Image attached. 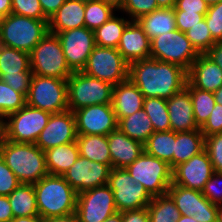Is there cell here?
<instances>
[{
	"mask_svg": "<svg viewBox=\"0 0 222 222\" xmlns=\"http://www.w3.org/2000/svg\"><path fill=\"white\" fill-rule=\"evenodd\" d=\"M128 79L138 87L144 98L165 100L181 91L188 81L187 70L180 65L153 58L130 63Z\"/></svg>",
	"mask_w": 222,
	"mask_h": 222,
	"instance_id": "obj_1",
	"label": "cell"
},
{
	"mask_svg": "<svg viewBox=\"0 0 222 222\" xmlns=\"http://www.w3.org/2000/svg\"><path fill=\"white\" fill-rule=\"evenodd\" d=\"M0 156L21 183L34 184L48 175L45 151L33 143L0 141Z\"/></svg>",
	"mask_w": 222,
	"mask_h": 222,
	"instance_id": "obj_2",
	"label": "cell"
},
{
	"mask_svg": "<svg viewBox=\"0 0 222 222\" xmlns=\"http://www.w3.org/2000/svg\"><path fill=\"white\" fill-rule=\"evenodd\" d=\"M37 209L42 219L76 212L77 192L63 176L47 175L33 184Z\"/></svg>",
	"mask_w": 222,
	"mask_h": 222,
	"instance_id": "obj_3",
	"label": "cell"
},
{
	"mask_svg": "<svg viewBox=\"0 0 222 222\" xmlns=\"http://www.w3.org/2000/svg\"><path fill=\"white\" fill-rule=\"evenodd\" d=\"M48 32V19L11 13L0 21V44L30 54Z\"/></svg>",
	"mask_w": 222,
	"mask_h": 222,
	"instance_id": "obj_4",
	"label": "cell"
},
{
	"mask_svg": "<svg viewBox=\"0 0 222 222\" xmlns=\"http://www.w3.org/2000/svg\"><path fill=\"white\" fill-rule=\"evenodd\" d=\"M113 85L86 75L73 72L67 79L68 108L74 112L96 104H112Z\"/></svg>",
	"mask_w": 222,
	"mask_h": 222,
	"instance_id": "obj_5",
	"label": "cell"
},
{
	"mask_svg": "<svg viewBox=\"0 0 222 222\" xmlns=\"http://www.w3.org/2000/svg\"><path fill=\"white\" fill-rule=\"evenodd\" d=\"M32 74L68 79L73 73L69 68L56 34L48 32L30 53Z\"/></svg>",
	"mask_w": 222,
	"mask_h": 222,
	"instance_id": "obj_6",
	"label": "cell"
},
{
	"mask_svg": "<svg viewBox=\"0 0 222 222\" xmlns=\"http://www.w3.org/2000/svg\"><path fill=\"white\" fill-rule=\"evenodd\" d=\"M51 113L25 105L2 120L3 138L18 143L37 141Z\"/></svg>",
	"mask_w": 222,
	"mask_h": 222,
	"instance_id": "obj_7",
	"label": "cell"
},
{
	"mask_svg": "<svg viewBox=\"0 0 222 222\" xmlns=\"http://www.w3.org/2000/svg\"><path fill=\"white\" fill-rule=\"evenodd\" d=\"M26 104L51 114L68 110L67 79L33 74Z\"/></svg>",
	"mask_w": 222,
	"mask_h": 222,
	"instance_id": "obj_8",
	"label": "cell"
},
{
	"mask_svg": "<svg viewBox=\"0 0 222 222\" xmlns=\"http://www.w3.org/2000/svg\"><path fill=\"white\" fill-rule=\"evenodd\" d=\"M126 169L135 182L141 183L152 197L167 194L172 184L170 165L145 152Z\"/></svg>",
	"mask_w": 222,
	"mask_h": 222,
	"instance_id": "obj_9",
	"label": "cell"
},
{
	"mask_svg": "<svg viewBox=\"0 0 222 222\" xmlns=\"http://www.w3.org/2000/svg\"><path fill=\"white\" fill-rule=\"evenodd\" d=\"M199 53L192 46L186 33L176 29L151 40L150 58L180 65L189 70Z\"/></svg>",
	"mask_w": 222,
	"mask_h": 222,
	"instance_id": "obj_10",
	"label": "cell"
},
{
	"mask_svg": "<svg viewBox=\"0 0 222 222\" xmlns=\"http://www.w3.org/2000/svg\"><path fill=\"white\" fill-rule=\"evenodd\" d=\"M129 64L117 48L95 46L82 72L115 86L128 79Z\"/></svg>",
	"mask_w": 222,
	"mask_h": 222,
	"instance_id": "obj_11",
	"label": "cell"
},
{
	"mask_svg": "<svg viewBox=\"0 0 222 222\" xmlns=\"http://www.w3.org/2000/svg\"><path fill=\"white\" fill-rule=\"evenodd\" d=\"M107 185L114 193L117 212L148 207L153 198L126 168H111Z\"/></svg>",
	"mask_w": 222,
	"mask_h": 222,
	"instance_id": "obj_12",
	"label": "cell"
},
{
	"mask_svg": "<svg viewBox=\"0 0 222 222\" xmlns=\"http://www.w3.org/2000/svg\"><path fill=\"white\" fill-rule=\"evenodd\" d=\"M30 54L0 44V79L27 97L32 78Z\"/></svg>",
	"mask_w": 222,
	"mask_h": 222,
	"instance_id": "obj_13",
	"label": "cell"
},
{
	"mask_svg": "<svg viewBox=\"0 0 222 222\" xmlns=\"http://www.w3.org/2000/svg\"><path fill=\"white\" fill-rule=\"evenodd\" d=\"M116 212L114 193L108 185L77 195L76 214L80 222H103Z\"/></svg>",
	"mask_w": 222,
	"mask_h": 222,
	"instance_id": "obj_14",
	"label": "cell"
},
{
	"mask_svg": "<svg viewBox=\"0 0 222 222\" xmlns=\"http://www.w3.org/2000/svg\"><path fill=\"white\" fill-rule=\"evenodd\" d=\"M61 42L69 68L73 72L82 71L95 48L94 31L80 27L56 34Z\"/></svg>",
	"mask_w": 222,
	"mask_h": 222,
	"instance_id": "obj_15",
	"label": "cell"
},
{
	"mask_svg": "<svg viewBox=\"0 0 222 222\" xmlns=\"http://www.w3.org/2000/svg\"><path fill=\"white\" fill-rule=\"evenodd\" d=\"M77 135H105L118 128L112 104H96L74 111Z\"/></svg>",
	"mask_w": 222,
	"mask_h": 222,
	"instance_id": "obj_16",
	"label": "cell"
},
{
	"mask_svg": "<svg viewBox=\"0 0 222 222\" xmlns=\"http://www.w3.org/2000/svg\"><path fill=\"white\" fill-rule=\"evenodd\" d=\"M111 168L107 164L90 161L80 156L76 162L62 175L77 192L107 185Z\"/></svg>",
	"mask_w": 222,
	"mask_h": 222,
	"instance_id": "obj_17",
	"label": "cell"
},
{
	"mask_svg": "<svg viewBox=\"0 0 222 222\" xmlns=\"http://www.w3.org/2000/svg\"><path fill=\"white\" fill-rule=\"evenodd\" d=\"M213 173V165L207 151L204 149L198 155L172 169V183L202 191Z\"/></svg>",
	"mask_w": 222,
	"mask_h": 222,
	"instance_id": "obj_18",
	"label": "cell"
},
{
	"mask_svg": "<svg viewBox=\"0 0 222 222\" xmlns=\"http://www.w3.org/2000/svg\"><path fill=\"white\" fill-rule=\"evenodd\" d=\"M77 139L76 119L74 112L69 109L51 114L47 125L41 131L35 144L42 150L61 144L75 142Z\"/></svg>",
	"mask_w": 222,
	"mask_h": 222,
	"instance_id": "obj_19",
	"label": "cell"
},
{
	"mask_svg": "<svg viewBox=\"0 0 222 222\" xmlns=\"http://www.w3.org/2000/svg\"><path fill=\"white\" fill-rule=\"evenodd\" d=\"M151 40L136 21H131L123 31L117 50L128 63L150 58Z\"/></svg>",
	"mask_w": 222,
	"mask_h": 222,
	"instance_id": "obj_20",
	"label": "cell"
},
{
	"mask_svg": "<svg viewBox=\"0 0 222 222\" xmlns=\"http://www.w3.org/2000/svg\"><path fill=\"white\" fill-rule=\"evenodd\" d=\"M187 78L194 88L214 93L222 86V69L206 54H199L187 71Z\"/></svg>",
	"mask_w": 222,
	"mask_h": 222,
	"instance_id": "obj_21",
	"label": "cell"
},
{
	"mask_svg": "<svg viewBox=\"0 0 222 222\" xmlns=\"http://www.w3.org/2000/svg\"><path fill=\"white\" fill-rule=\"evenodd\" d=\"M112 168H127L143 152L144 144L129 138L119 128L107 135Z\"/></svg>",
	"mask_w": 222,
	"mask_h": 222,
	"instance_id": "obj_22",
	"label": "cell"
},
{
	"mask_svg": "<svg viewBox=\"0 0 222 222\" xmlns=\"http://www.w3.org/2000/svg\"><path fill=\"white\" fill-rule=\"evenodd\" d=\"M167 101L171 130L174 132L199 130L189 90L184 87Z\"/></svg>",
	"mask_w": 222,
	"mask_h": 222,
	"instance_id": "obj_23",
	"label": "cell"
},
{
	"mask_svg": "<svg viewBox=\"0 0 222 222\" xmlns=\"http://www.w3.org/2000/svg\"><path fill=\"white\" fill-rule=\"evenodd\" d=\"M144 95L127 79L113 87L112 106L119 121L143 108Z\"/></svg>",
	"mask_w": 222,
	"mask_h": 222,
	"instance_id": "obj_24",
	"label": "cell"
},
{
	"mask_svg": "<svg viewBox=\"0 0 222 222\" xmlns=\"http://www.w3.org/2000/svg\"><path fill=\"white\" fill-rule=\"evenodd\" d=\"M85 3L77 0H66L64 4L48 20V29L57 34L70 29L85 27Z\"/></svg>",
	"mask_w": 222,
	"mask_h": 222,
	"instance_id": "obj_25",
	"label": "cell"
},
{
	"mask_svg": "<svg viewBox=\"0 0 222 222\" xmlns=\"http://www.w3.org/2000/svg\"><path fill=\"white\" fill-rule=\"evenodd\" d=\"M174 200L181 215L193 216L195 213L207 211V208H218L202 194V191L171 184L167 192Z\"/></svg>",
	"mask_w": 222,
	"mask_h": 222,
	"instance_id": "obj_26",
	"label": "cell"
},
{
	"mask_svg": "<svg viewBox=\"0 0 222 222\" xmlns=\"http://www.w3.org/2000/svg\"><path fill=\"white\" fill-rule=\"evenodd\" d=\"M135 21L150 40L177 29L174 8H158Z\"/></svg>",
	"mask_w": 222,
	"mask_h": 222,
	"instance_id": "obj_27",
	"label": "cell"
},
{
	"mask_svg": "<svg viewBox=\"0 0 222 222\" xmlns=\"http://www.w3.org/2000/svg\"><path fill=\"white\" fill-rule=\"evenodd\" d=\"M205 137L199 130L176 132L173 168L204 150Z\"/></svg>",
	"mask_w": 222,
	"mask_h": 222,
	"instance_id": "obj_28",
	"label": "cell"
},
{
	"mask_svg": "<svg viewBox=\"0 0 222 222\" xmlns=\"http://www.w3.org/2000/svg\"><path fill=\"white\" fill-rule=\"evenodd\" d=\"M78 157L79 149L76 141L46 150L48 174L62 176L76 162Z\"/></svg>",
	"mask_w": 222,
	"mask_h": 222,
	"instance_id": "obj_29",
	"label": "cell"
},
{
	"mask_svg": "<svg viewBox=\"0 0 222 222\" xmlns=\"http://www.w3.org/2000/svg\"><path fill=\"white\" fill-rule=\"evenodd\" d=\"M79 155L112 168L108 139L105 135H77Z\"/></svg>",
	"mask_w": 222,
	"mask_h": 222,
	"instance_id": "obj_30",
	"label": "cell"
},
{
	"mask_svg": "<svg viewBox=\"0 0 222 222\" xmlns=\"http://www.w3.org/2000/svg\"><path fill=\"white\" fill-rule=\"evenodd\" d=\"M13 217L39 216L33 184L21 183L9 195Z\"/></svg>",
	"mask_w": 222,
	"mask_h": 222,
	"instance_id": "obj_31",
	"label": "cell"
},
{
	"mask_svg": "<svg viewBox=\"0 0 222 222\" xmlns=\"http://www.w3.org/2000/svg\"><path fill=\"white\" fill-rule=\"evenodd\" d=\"M176 132H153L144 143V152L167 162L173 169V151L175 147Z\"/></svg>",
	"mask_w": 222,
	"mask_h": 222,
	"instance_id": "obj_32",
	"label": "cell"
},
{
	"mask_svg": "<svg viewBox=\"0 0 222 222\" xmlns=\"http://www.w3.org/2000/svg\"><path fill=\"white\" fill-rule=\"evenodd\" d=\"M118 128L129 138L145 143L150 135L155 132L150 118L144 109L133 115L123 117L118 121Z\"/></svg>",
	"mask_w": 222,
	"mask_h": 222,
	"instance_id": "obj_33",
	"label": "cell"
},
{
	"mask_svg": "<svg viewBox=\"0 0 222 222\" xmlns=\"http://www.w3.org/2000/svg\"><path fill=\"white\" fill-rule=\"evenodd\" d=\"M116 13L101 27L94 30V38L97 46L117 48L123 31L131 22L129 18L118 16Z\"/></svg>",
	"mask_w": 222,
	"mask_h": 222,
	"instance_id": "obj_34",
	"label": "cell"
},
{
	"mask_svg": "<svg viewBox=\"0 0 222 222\" xmlns=\"http://www.w3.org/2000/svg\"><path fill=\"white\" fill-rule=\"evenodd\" d=\"M192 100L194 118L199 129L207 122L216 104L214 93L194 88L188 81L185 86Z\"/></svg>",
	"mask_w": 222,
	"mask_h": 222,
	"instance_id": "obj_35",
	"label": "cell"
},
{
	"mask_svg": "<svg viewBox=\"0 0 222 222\" xmlns=\"http://www.w3.org/2000/svg\"><path fill=\"white\" fill-rule=\"evenodd\" d=\"M147 209L150 222H177L181 217L180 211L168 193L153 197Z\"/></svg>",
	"mask_w": 222,
	"mask_h": 222,
	"instance_id": "obj_36",
	"label": "cell"
},
{
	"mask_svg": "<svg viewBox=\"0 0 222 222\" xmlns=\"http://www.w3.org/2000/svg\"><path fill=\"white\" fill-rule=\"evenodd\" d=\"M119 10L103 0H95L85 3L84 21L85 27L95 30L107 22Z\"/></svg>",
	"mask_w": 222,
	"mask_h": 222,
	"instance_id": "obj_37",
	"label": "cell"
},
{
	"mask_svg": "<svg viewBox=\"0 0 222 222\" xmlns=\"http://www.w3.org/2000/svg\"><path fill=\"white\" fill-rule=\"evenodd\" d=\"M143 109L150 118L155 132L171 130L165 99L159 97L144 98Z\"/></svg>",
	"mask_w": 222,
	"mask_h": 222,
	"instance_id": "obj_38",
	"label": "cell"
},
{
	"mask_svg": "<svg viewBox=\"0 0 222 222\" xmlns=\"http://www.w3.org/2000/svg\"><path fill=\"white\" fill-rule=\"evenodd\" d=\"M26 105V97L13 90L9 85L0 79V119L20 110Z\"/></svg>",
	"mask_w": 222,
	"mask_h": 222,
	"instance_id": "obj_39",
	"label": "cell"
},
{
	"mask_svg": "<svg viewBox=\"0 0 222 222\" xmlns=\"http://www.w3.org/2000/svg\"><path fill=\"white\" fill-rule=\"evenodd\" d=\"M185 33L199 54H205L216 43L211 36L205 19L188 29Z\"/></svg>",
	"mask_w": 222,
	"mask_h": 222,
	"instance_id": "obj_40",
	"label": "cell"
},
{
	"mask_svg": "<svg viewBox=\"0 0 222 222\" xmlns=\"http://www.w3.org/2000/svg\"><path fill=\"white\" fill-rule=\"evenodd\" d=\"M156 0H124L123 5L118 9V13L126 14L131 21L158 9Z\"/></svg>",
	"mask_w": 222,
	"mask_h": 222,
	"instance_id": "obj_41",
	"label": "cell"
},
{
	"mask_svg": "<svg viewBox=\"0 0 222 222\" xmlns=\"http://www.w3.org/2000/svg\"><path fill=\"white\" fill-rule=\"evenodd\" d=\"M204 137V149L209 155L214 172L222 173V133Z\"/></svg>",
	"mask_w": 222,
	"mask_h": 222,
	"instance_id": "obj_42",
	"label": "cell"
},
{
	"mask_svg": "<svg viewBox=\"0 0 222 222\" xmlns=\"http://www.w3.org/2000/svg\"><path fill=\"white\" fill-rule=\"evenodd\" d=\"M11 13L33 19H47L39 0H12Z\"/></svg>",
	"mask_w": 222,
	"mask_h": 222,
	"instance_id": "obj_43",
	"label": "cell"
},
{
	"mask_svg": "<svg viewBox=\"0 0 222 222\" xmlns=\"http://www.w3.org/2000/svg\"><path fill=\"white\" fill-rule=\"evenodd\" d=\"M207 27L212 38L217 42L222 40V1L209 6L205 15Z\"/></svg>",
	"mask_w": 222,
	"mask_h": 222,
	"instance_id": "obj_44",
	"label": "cell"
},
{
	"mask_svg": "<svg viewBox=\"0 0 222 222\" xmlns=\"http://www.w3.org/2000/svg\"><path fill=\"white\" fill-rule=\"evenodd\" d=\"M202 194L211 203L222 204V173L214 172L210 179L206 182Z\"/></svg>",
	"mask_w": 222,
	"mask_h": 222,
	"instance_id": "obj_45",
	"label": "cell"
},
{
	"mask_svg": "<svg viewBox=\"0 0 222 222\" xmlns=\"http://www.w3.org/2000/svg\"><path fill=\"white\" fill-rule=\"evenodd\" d=\"M21 182L0 156V195L8 196Z\"/></svg>",
	"mask_w": 222,
	"mask_h": 222,
	"instance_id": "obj_46",
	"label": "cell"
},
{
	"mask_svg": "<svg viewBox=\"0 0 222 222\" xmlns=\"http://www.w3.org/2000/svg\"><path fill=\"white\" fill-rule=\"evenodd\" d=\"M174 12L177 29L184 33L204 20L206 15V13L186 12L183 10H174Z\"/></svg>",
	"mask_w": 222,
	"mask_h": 222,
	"instance_id": "obj_47",
	"label": "cell"
},
{
	"mask_svg": "<svg viewBox=\"0 0 222 222\" xmlns=\"http://www.w3.org/2000/svg\"><path fill=\"white\" fill-rule=\"evenodd\" d=\"M204 136L222 133V106L215 104L207 122L201 128Z\"/></svg>",
	"mask_w": 222,
	"mask_h": 222,
	"instance_id": "obj_48",
	"label": "cell"
},
{
	"mask_svg": "<svg viewBox=\"0 0 222 222\" xmlns=\"http://www.w3.org/2000/svg\"><path fill=\"white\" fill-rule=\"evenodd\" d=\"M209 5L204 0H176L174 10L207 13Z\"/></svg>",
	"mask_w": 222,
	"mask_h": 222,
	"instance_id": "obj_49",
	"label": "cell"
},
{
	"mask_svg": "<svg viewBox=\"0 0 222 222\" xmlns=\"http://www.w3.org/2000/svg\"><path fill=\"white\" fill-rule=\"evenodd\" d=\"M122 222H150L147 207L123 211Z\"/></svg>",
	"mask_w": 222,
	"mask_h": 222,
	"instance_id": "obj_50",
	"label": "cell"
},
{
	"mask_svg": "<svg viewBox=\"0 0 222 222\" xmlns=\"http://www.w3.org/2000/svg\"><path fill=\"white\" fill-rule=\"evenodd\" d=\"M44 16L49 20L66 0H39Z\"/></svg>",
	"mask_w": 222,
	"mask_h": 222,
	"instance_id": "obj_51",
	"label": "cell"
},
{
	"mask_svg": "<svg viewBox=\"0 0 222 222\" xmlns=\"http://www.w3.org/2000/svg\"><path fill=\"white\" fill-rule=\"evenodd\" d=\"M13 218L8 196L0 195V222H10Z\"/></svg>",
	"mask_w": 222,
	"mask_h": 222,
	"instance_id": "obj_52",
	"label": "cell"
},
{
	"mask_svg": "<svg viewBox=\"0 0 222 222\" xmlns=\"http://www.w3.org/2000/svg\"><path fill=\"white\" fill-rule=\"evenodd\" d=\"M218 208H207V211L195 213L193 217L197 222H217Z\"/></svg>",
	"mask_w": 222,
	"mask_h": 222,
	"instance_id": "obj_53",
	"label": "cell"
},
{
	"mask_svg": "<svg viewBox=\"0 0 222 222\" xmlns=\"http://www.w3.org/2000/svg\"><path fill=\"white\" fill-rule=\"evenodd\" d=\"M205 54L222 69V40L217 41Z\"/></svg>",
	"mask_w": 222,
	"mask_h": 222,
	"instance_id": "obj_54",
	"label": "cell"
},
{
	"mask_svg": "<svg viewBox=\"0 0 222 222\" xmlns=\"http://www.w3.org/2000/svg\"><path fill=\"white\" fill-rule=\"evenodd\" d=\"M43 222H80L78 215L76 212L65 215V216H58V217H50L43 219Z\"/></svg>",
	"mask_w": 222,
	"mask_h": 222,
	"instance_id": "obj_55",
	"label": "cell"
},
{
	"mask_svg": "<svg viewBox=\"0 0 222 222\" xmlns=\"http://www.w3.org/2000/svg\"><path fill=\"white\" fill-rule=\"evenodd\" d=\"M12 12V0H0V17H6Z\"/></svg>",
	"mask_w": 222,
	"mask_h": 222,
	"instance_id": "obj_56",
	"label": "cell"
},
{
	"mask_svg": "<svg viewBox=\"0 0 222 222\" xmlns=\"http://www.w3.org/2000/svg\"><path fill=\"white\" fill-rule=\"evenodd\" d=\"M10 222H43L40 216H30V217H15Z\"/></svg>",
	"mask_w": 222,
	"mask_h": 222,
	"instance_id": "obj_57",
	"label": "cell"
},
{
	"mask_svg": "<svg viewBox=\"0 0 222 222\" xmlns=\"http://www.w3.org/2000/svg\"><path fill=\"white\" fill-rule=\"evenodd\" d=\"M159 8H174L176 0H156Z\"/></svg>",
	"mask_w": 222,
	"mask_h": 222,
	"instance_id": "obj_58",
	"label": "cell"
},
{
	"mask_svg": "<svg viewBox=\"0 0 222 222\" xmlns=\"http://www.w3.org/2000/svg\"><path fill=\"white\" fill-rule=\"evenodd\" d=\"M103 222H122V212H116L115 214L109 216Z\"/></svg>",
	"mask_w": 222,
	"mask_h": 222,
	"instance_id": "obj_59",
	"label": "cell"
},
{
	"mask_svg": "<svg viewBox=\"0 0 222 222\" xmlns=\"http://www.w3.org/2000/svg\"><path fill=\"white\" fill-rule=\"evenodd\" d=\"M216 104L222 106V86L214 92Z\"/></svg>",
	"mask_w": 222,
	"mask_h": 222,
	"instance_id": "obj_60",
	"label": "cell"
},
{
	"mask_svg": "<svg viewBox=\"0 0 222 222\" xmlns=\"http://www.w3.org/2000/svg\"><path fill=\"white\" fill-rule=\"evenodd\" d=\"M103 1L112 4L117 9H119L124 3V0H103Z\"/></svg>",
	"mask_w": 222,
	"mask_h": 222,
	"instance_id": "obj_61",
	"label": "cell"
},
{
	"mask_svg": "<svg viewBox=\"0 0 222 222\" xmlns=\"http://www.w3.org/2000/svg\"><path fill=\"white\" fill-rule=\"evenodd\" d=\"M177 222H197L193 216L181 215Z\"/></svg>",
	"mask_w": 222,
	"mask_h": 222,
	"instance_id": "obj_62",
	"label": "cell"
},
{
	"mask_svg": "<svg viewBox=\"0 0 222 222\" xmlns=\"http://www.w3.org/2000/svg\"><path fill=\"white\" fill-rule=\"evenodd\" d=\"M217 222H222V205H218Z\"/></svg>",
	"mask_w": 222,
	"mask_h": 222,
	"instance_id": "obj_63",
	"label": "cell"
},
{
	"mask_svg": "<svg viewBox=\"0 0 222 222\" xmlns=\"http://www.w3.org/2000/svg\"><path fill=\"white\" fill-rule=\"evenodd\" d=\"M222 0H204V2L206 4H208L209 6L213 5V4H217L218 2H220Z\"/></svg>",
	"mask_w": 222,
	"mask_h": 222,
	"instance_id": "obj_64",
	"label": "cell"
},
{
	"mask_svg": "<svg viewBox=\"0 0 222 222\" xmlns=\"http://www.w3.org/2000/svg\"><path fill=\"white\" fill-rule=\"evenodd\" d=\"M3 137V130H2V119H0V141Z\"/></svg>",
	"mask_w": 222,
	"mask_h": 222,
	"instance_id": "obj_65",
	"label": "cell"
},
{
	"mask_svg": "<svg viewBox=\"0 0 222 222\" xmlns=\"http://www.w3.org/2000/svg\"><path fill=\"white\" fill-rule=\"evenodd\" d=\"M77 1L83 2V3H88V2H90V1H95V0H77Z\"/></svg>",
	"mask_w": 222,
	"mask_h": 222,
	"instance_id": "obj_66",
	"label": "cell"
}]
</instances>
